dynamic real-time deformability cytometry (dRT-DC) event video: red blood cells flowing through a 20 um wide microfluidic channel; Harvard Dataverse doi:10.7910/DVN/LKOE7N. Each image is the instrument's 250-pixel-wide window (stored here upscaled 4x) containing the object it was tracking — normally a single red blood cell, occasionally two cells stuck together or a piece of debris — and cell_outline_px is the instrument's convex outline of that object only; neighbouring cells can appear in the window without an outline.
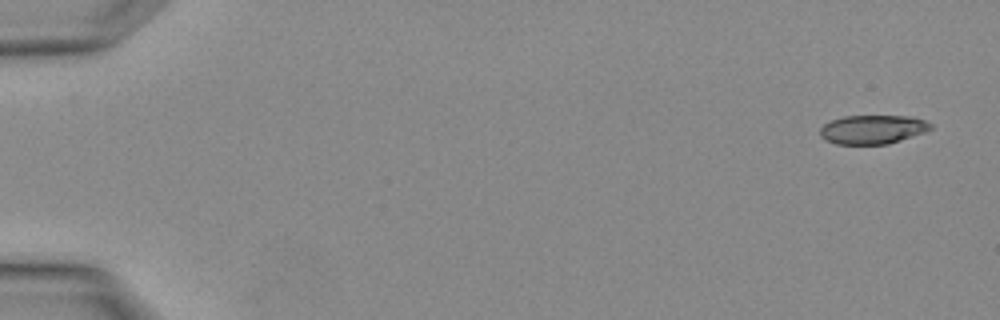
{"species": "Egyptian fruit bat (a non-hibernating species)", "species_latin": "Rousettus aegyptiacus", "temperature_condition": "warm", "stored_images_in_passage": 4, "camera_frame_rate_fps": 3000, "um_per_image_px": 0.085, "animal": {"sex": "female"}, "frame": {"image": 1, "passage_image": 1, "time_ms": 0.0, "image_size_px": [1000, 320], "cell_outline_px": [[932, 128], [924, 132], [888, 144], [836, 144], [820, 136], [820, 128], [824, 124], [832, 120], [844, 116], [912, 116], [924, 120], [932, 124]], "centroid_in_image_um": [74.18, 11.0], "position_along_channel_um": 10.8, "area_um2": 18.5}}
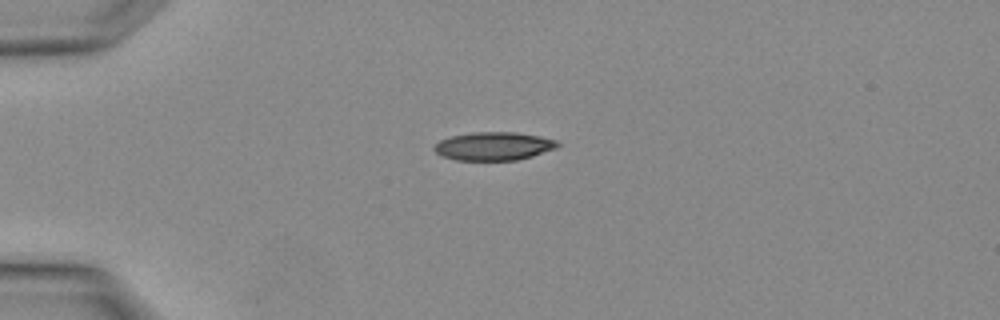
{"frame": {"image": 2, "passage_image": 3, "time_ms": 0.667, "image_size_px": [1000, 320], "cell_outline_px": [[560, 144], [556, 148], [532, 156], [516, 160], [456, 160], [440, 156], [432, 148], [440, 140], [452, 136], [472, 132], [516, 132], [540, 136], [556, 140]], "centroid_in_image_um": [41.95, 12.42], "position_along_channel_um": 43.0, "area_um2": 20.35}}
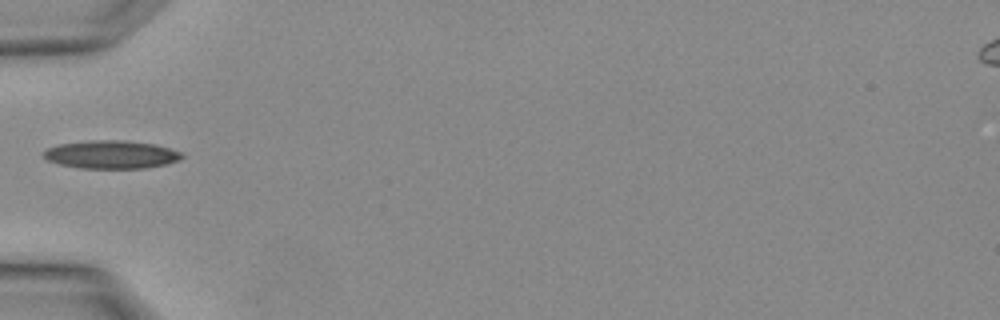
{"frame": {"image": 3, "passage_image": 4, "time_ms": 1.0, "image_size_px": [1000, 320], "cell_outline_px": [[184, 156], [180, 160], [164, 164], [144, 168], [80, 168], [60, 164], [48, 160], [40, 152], [48, 148], [60, 144], [88, 140], [124, 140], [156, 144], [180, 152]], "centroid_in_image_um": [9.44, 13.13], "position_along_channel_um": 75.6, "area_um2": 22.6}}